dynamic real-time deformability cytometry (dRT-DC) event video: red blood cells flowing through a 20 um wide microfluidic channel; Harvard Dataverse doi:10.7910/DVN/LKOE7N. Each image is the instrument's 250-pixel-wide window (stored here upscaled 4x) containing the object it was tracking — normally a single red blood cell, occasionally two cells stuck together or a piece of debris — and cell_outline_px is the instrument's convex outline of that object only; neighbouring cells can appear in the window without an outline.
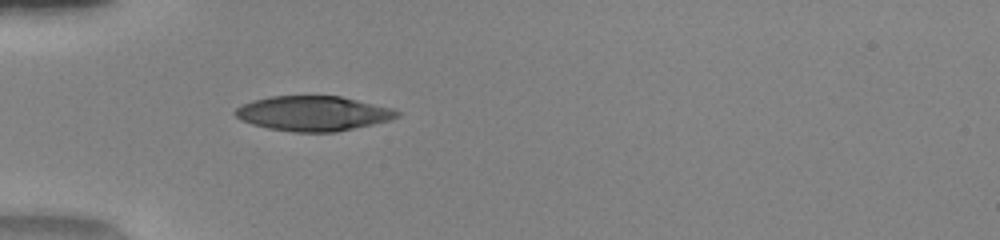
{"species": "human", "species_latin": "Homo sapiens", "temperature_condition": "warm", "stored_images_in_passage": 35, "camera_frame_rate_fps": 3000, "um_per_image_px": 0.085, "donor": {"sex": "female"}, "frame": {"image": 1, "passage_image": 1, "time_ms": 0.0, "image_size_px": [1000, 240], "cell_outline_px": [[400, 116], [388, 120], [372, 124], [336, 132], [292, 132], [268, 128], [252, 124], [240, 120], [232, 112], [236, 108], [252, 100], [272, 96], [340, 96], [392, 108], [400, 112]], "centroid_in_image_um": [26.58, 9.64], "position_along_channel_um": 58.4, "area_um2": 32.77}}
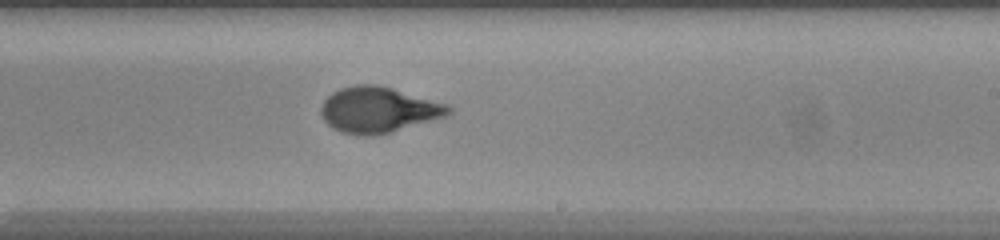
{"frame": {"image": 2, "passage_image": 16, "time_ms": 5.0, "image_size_px": [1000, 240], "cell_outline_px": [[452, 112], [448, 116], [388, 132], [372, 136], [364, 136], [340, 132], [332, 128], [324, 120], [320, 112], [320, 108], [324, 100], [332, 92], [340, 88], [356, 84], [376, 84], [392, 88], [452, 104]], "centroid_in_image_um": [32.19, 9.32], "position_along_channel_um": 256.8, "area_um2": 34.28}}
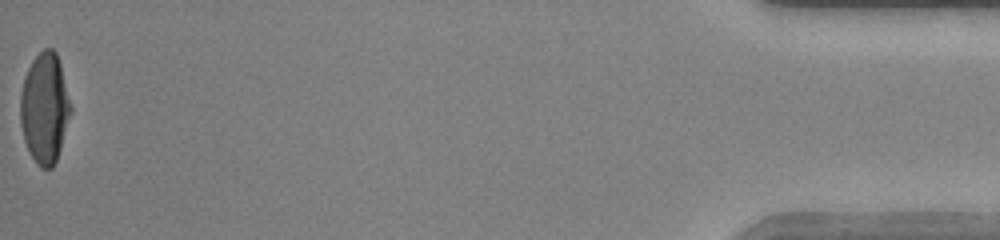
{"frame": {"image": 3, "passage_image": 35, "time_ms": 11.333, "image_size_px": [1000, 240], "cell_outline_px": [[72, 112], [56, 160], [52, 168], [40, 168], [36, 164], [24, 140], [20, 124], [20, 92], [24, 76], [32, 60], [44, 48], [52, 48], [56, 52], [60, 64], [72, 108]], "centroid_in_image_um": [3.79, 9.18], "position_along_channel_um": 431.4, "area_um2": 32.43}, "authors_computed_cell_mechanics": {"area_um2": 33.524, "velocity_mm_per_s": 4.1464, "shape_relaxation_time_tau1_ms": 5.1463, "shape_relaxation_time_tau2_ms": null, "deformation_change_tau1": 0.2896, "deformation_change_tau2": null}}